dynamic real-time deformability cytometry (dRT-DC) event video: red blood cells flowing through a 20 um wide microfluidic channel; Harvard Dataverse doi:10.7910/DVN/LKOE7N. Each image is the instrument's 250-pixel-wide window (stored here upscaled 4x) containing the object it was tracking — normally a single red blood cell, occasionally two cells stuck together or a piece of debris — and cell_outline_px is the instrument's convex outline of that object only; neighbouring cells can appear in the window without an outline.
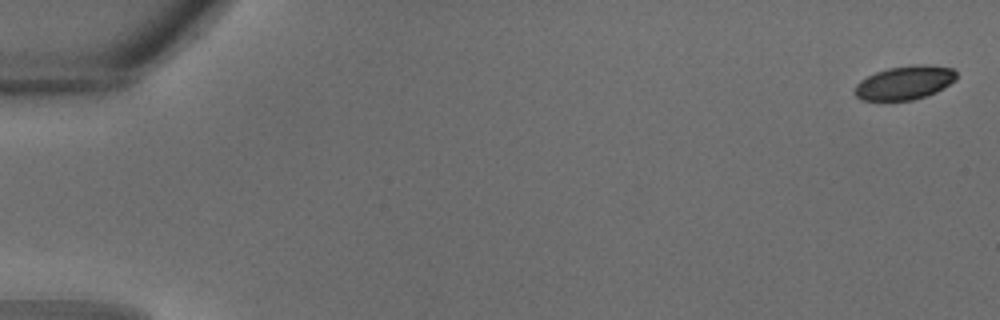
{"species": "common noctule bat (a hibernating species)", "species_latin": "Nyctalus noctula", "temperature_condition": "warm", "stored_images_in_passage": 29, "camera_frame_rate_fps": 3000, "um_per_image_px": 0.085, "animal": {"sex": "male", "body_mass_g": 18.8}, "frame": {"image": 1, "passage_image": 1, "time_ms": 0.0, "image_size_px": [1000, 320], "cell_outline_px": [[956, 80], [944, 88], [936, 92], [912, 100], [860, 100], [852, 92], [856, 84], [860, 80], [876, 72], [888, 68], [912, 64], [928, 64], [952, 68], [956, 72]], "centroid_in_image_um": [76.89, 7.02], "position_along_channel_um": 8.1, "area_um2": 20.17}}
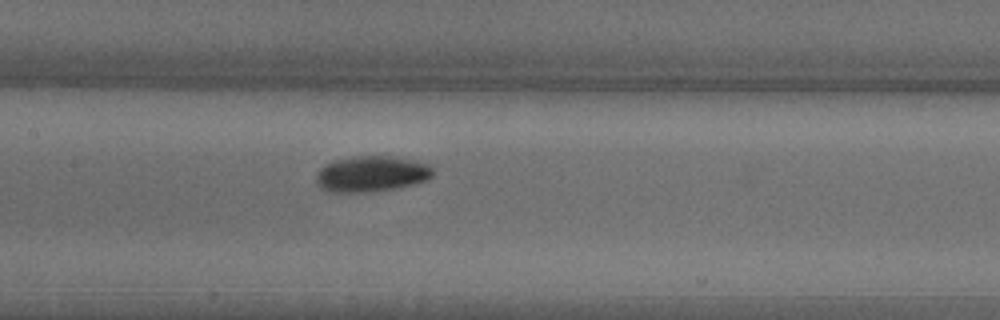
{"frame": {"image": 2, "passage_image": 17, "time_ms": 5.333, "image_size_px": [1000, 320], "cell_outline_px": [[432, 176], [424, 180], [412, 184], [396, 188], [368, 192], [328, 192], [320, 188], [316, 184], [316, 176], [320, 168], [324, 164], [332, 160], [352, 156], [388, 156], [408, 160], [424, 164], [432, 168]], "centroid_in_image_um": [31.46, 14.79], "position_along_channel_um": 175.9, "area_um2": 24.16}}
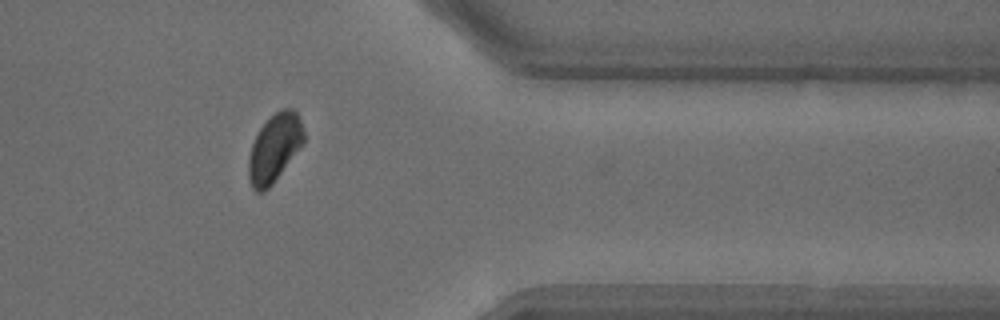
{"frame": {"image": 3, "passage_image": 28, "time_ms": 9.0, "image_size_px": [1000, 320], "cell_outline_px": [[304, 144], [272, 184], [264, 192], [256, 192], [252, 188], [248, 180], [248, 156], [252, 144], [260, 128], [280, 108], [292, 108], [296, 112], [300, 120], [304, 132]], "centroid_in_image_um": [23.32, 12.61], "position_along_channel_um": 388.1, "area_um2": 21.91}}